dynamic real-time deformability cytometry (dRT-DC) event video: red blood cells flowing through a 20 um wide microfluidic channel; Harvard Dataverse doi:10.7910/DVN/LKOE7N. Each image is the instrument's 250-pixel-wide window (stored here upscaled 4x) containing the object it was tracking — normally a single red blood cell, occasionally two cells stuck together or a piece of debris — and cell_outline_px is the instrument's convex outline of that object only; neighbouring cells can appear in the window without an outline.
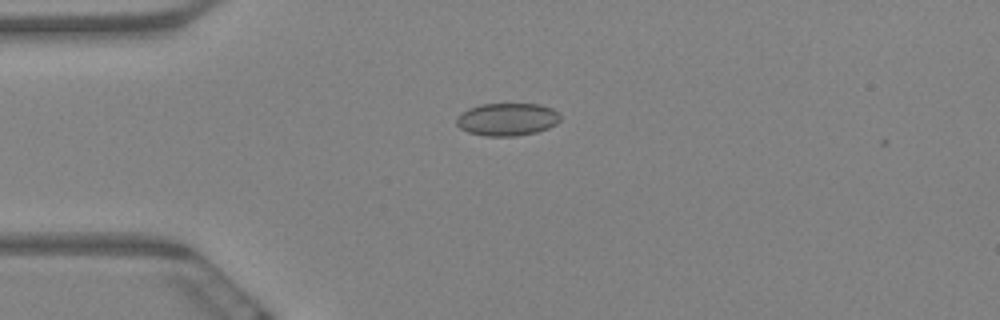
{"species": "Egyptian fruit bat (a non-hibernating species)", "species_latin": "Rousettus aegyptiacus", "temperature_condition": "warm", "stored_images_in_passage": 5, "camera_frame_rate_fps": 3000, "um_per_image_px": 0.085, "animal": {"sex": "female"}, "frame": {"image": 1, "passage_image": 4, "time_ms": 1.0, "image_size_px": [1000, 320], "cell_outline_px": [[560, 120], [556, 124], [548, 128], [536, 132], [516, 136], [484, 136], [468, 132], [460, 128], [456, 124], [456, 120], [468, 108], [480, 104], [540, 104], [552, 108], [560, 116]], "centroid_in_image_um": [43.12, 10.15], "position_along_channel_um": 41.9, "area_um2": 19.71}}